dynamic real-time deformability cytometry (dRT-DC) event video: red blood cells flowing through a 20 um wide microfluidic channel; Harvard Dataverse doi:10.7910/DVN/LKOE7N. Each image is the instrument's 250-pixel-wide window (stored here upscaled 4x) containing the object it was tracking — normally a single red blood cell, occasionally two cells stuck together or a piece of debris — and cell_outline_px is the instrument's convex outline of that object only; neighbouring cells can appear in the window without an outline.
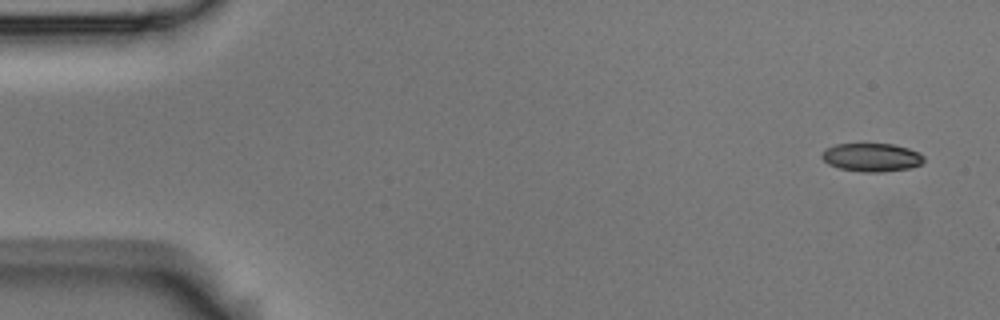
{"species": "Egyptian fruit bat (a non-hibernating species)", "species_latin": "Rousettus aegyptiacus", "temperature_condition": "room temperature", "stored_images_in_passage": 3, "camera_frame_rate_fps": 3000, "um_per_image_px": 0.085, "animal": {"sex": "male"}, "frame": {"image": 1, "passage_image": 1, "time_ms": 0.0, "image_size_px": [1000, 320], "cell_outline_px": [[924, 160], [920, 164], [908, 168], [880, 172], [864, 172], [840, 168], [828, 164], [820, 156], [824, 148], [836, 144], [892, 144], [908, 148], [920, 152], [924, 156]], "centroid_in_image_um": [74.07, 13.36], "position_along_channel_um": 10.9, "area_um2": 16.82}}